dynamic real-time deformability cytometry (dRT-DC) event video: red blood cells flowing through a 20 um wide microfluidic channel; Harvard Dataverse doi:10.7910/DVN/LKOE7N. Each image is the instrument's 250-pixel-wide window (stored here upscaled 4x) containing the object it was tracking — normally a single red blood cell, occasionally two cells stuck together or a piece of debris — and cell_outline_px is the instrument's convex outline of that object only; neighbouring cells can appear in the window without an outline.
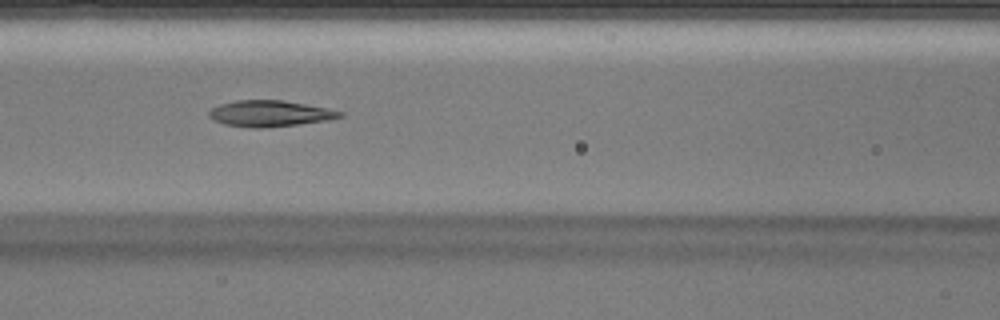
{"species": "Egyptian fruit bat (a non-hibernating species)", "species_latin": "Rousettus aegyptiacus", "temperature_condition": "warm", "stored_images_in_passage": 44, "camera_frame_rate_fps": 3000, "um_per_image_px": 0.085, "animal": {"sex": "male"}, "frame": {"image": 1, "passage_image": 19, "time_ms": 6.0, "image_size_px": [1000, 320], "cell_outline_px": [[344, 116], [328, 120], [300, 124], [260, 128], [252, 128], [224, 124], [208, 116], [208, 112], [212, 108], [220, 104], [236, 100], [280, 100], [304, 104], [344, 112]], "centroid_in_image_um": [22.93, 9.65], "position_along_channel_um": 143.7, "area_um2": 19.71}}
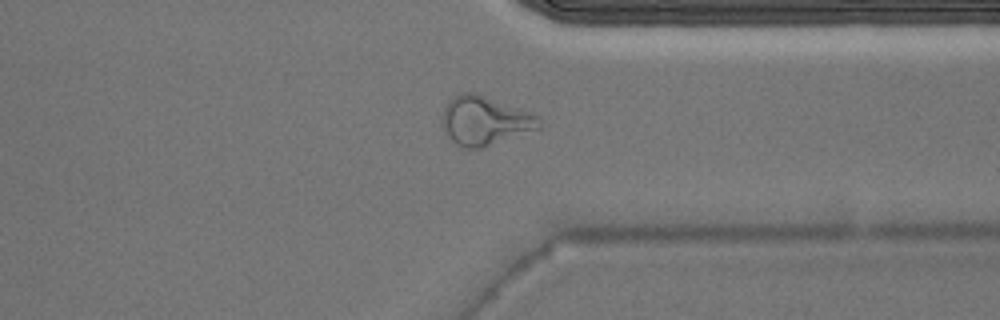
{"frame": {"image": 2, "passage_image": 34, "time_ms": 11.0, "image_size_px": [1000, 320], "cell_outline_px": [[544, 124], [540, 128], [484, 148], [464, 148], [456, 144], [448, 136], [440, 124], [440, 116], [448, 100], [464, 92], [476, 92], [540, 116]], "centroid_in_image_um": [41.2, 10.26], "position_along_channel_um": 370.2, "area_um2": 28.03}}
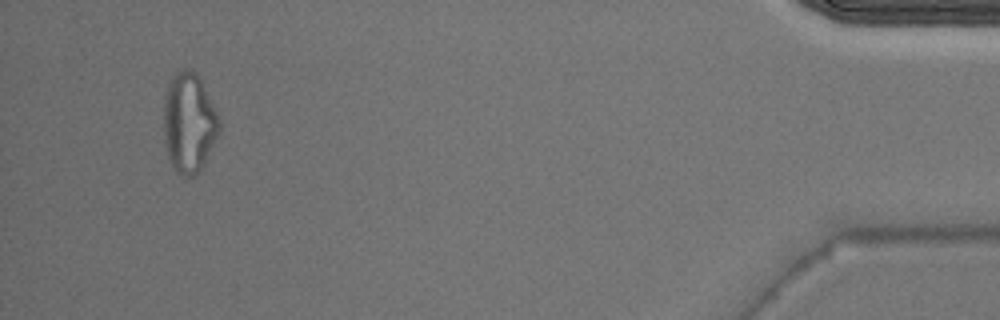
{"frame": {"image": 3, "passage_image": 42, "time_ms": 13.667, "image_size_px": [1000, 320], "cell_outline_px": [[220, 132], [204, 164], [196, 176], [180, 176], [176, 172], [168, 156], [164, 144], [164, 96], [168, 84], [172, 76], [176, 72], [184, 68], [188, 68], [200, 80], [220, 120]], "centroid_in_image_um": [16.05, 10.48], "position_along_channel_um": 419.2, "area_um2": 32.19}}